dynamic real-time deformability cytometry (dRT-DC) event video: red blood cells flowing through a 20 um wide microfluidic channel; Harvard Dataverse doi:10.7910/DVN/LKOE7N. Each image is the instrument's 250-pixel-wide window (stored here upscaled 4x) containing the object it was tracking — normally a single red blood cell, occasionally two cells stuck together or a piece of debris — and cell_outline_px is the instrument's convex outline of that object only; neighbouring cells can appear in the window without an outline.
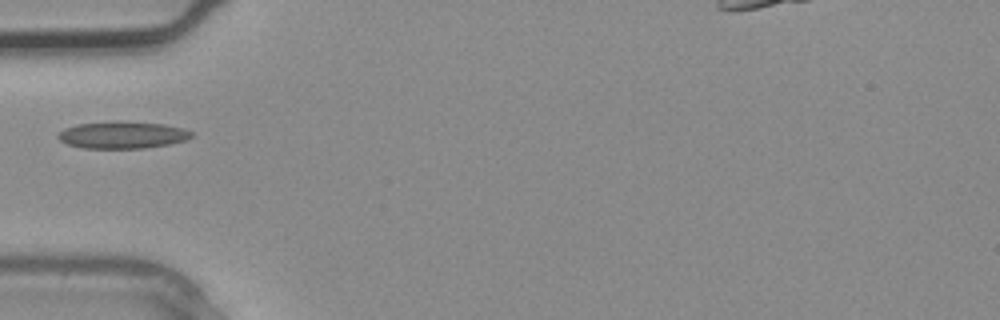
{"species": "common noctule bat (a hibernating species)", "species_latin": "Nyctalus noctula", "temperature_condition": "warm", "stored_images_in_passage": 2, "camera_frame_rate_fps": 3000, "um_per_image_px": 0.085, "animal": {"sex": "male", "body_mass_g": 20.4}, "frame": {"image": 1, "passage_image": 2, "time_ms": 0.333, "image_size_px": [1000, 320], "cell_outline_px": [[192, 136], [188, 140], [168, 144], [144, 148], [84, 148], [68, 144], [60, 140], [56, 136], [64, 128], [76, 124], [116, 120], [120, 120], [164, 124], [184, 128], [192, 132]], "centroid_in_image_um": [10.41, 11.45], "position_along_channel_um": 74.6, "area_um2": 21.27}}